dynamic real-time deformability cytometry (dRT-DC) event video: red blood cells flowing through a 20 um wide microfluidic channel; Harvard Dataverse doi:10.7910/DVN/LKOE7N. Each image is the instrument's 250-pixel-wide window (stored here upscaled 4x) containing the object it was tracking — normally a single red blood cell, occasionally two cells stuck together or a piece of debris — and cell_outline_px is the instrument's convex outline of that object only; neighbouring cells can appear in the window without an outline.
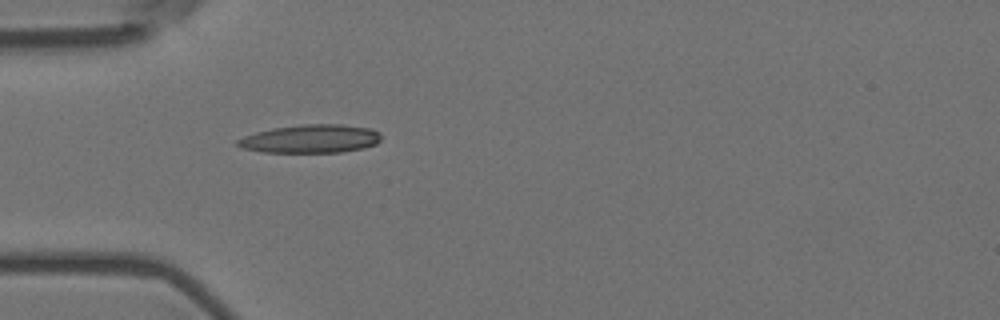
{"species": "Egyptian fruit bat (a non-hibernating species)", "species_latin": "Rousettus aegyptiacus", "temperature_condition": "room temperature", "stored_images_in_passage": 2, "camera_frame_rate_fps": 3000, "um_per_image_px": 0.085, "animal": {"sex": "female"}, "frame": {"image": 1, "passage_image": 2, "time_ms": 0.333, "image_size_px": [1000, 320], "cell_outline_px": [[380, 140], [376, 144], [364, 148], [340, 152], [264, 152], [240, 148], [236, 144], [236, 140], [244, 136], [256, 132], [272, 128], [304, 124], [340, 124], [372, 128], [380, 132]], "centroid_in_image_um": [26.41, 11.79], "position_along_channel_um": 58.6, "area_um2": 23.81}}